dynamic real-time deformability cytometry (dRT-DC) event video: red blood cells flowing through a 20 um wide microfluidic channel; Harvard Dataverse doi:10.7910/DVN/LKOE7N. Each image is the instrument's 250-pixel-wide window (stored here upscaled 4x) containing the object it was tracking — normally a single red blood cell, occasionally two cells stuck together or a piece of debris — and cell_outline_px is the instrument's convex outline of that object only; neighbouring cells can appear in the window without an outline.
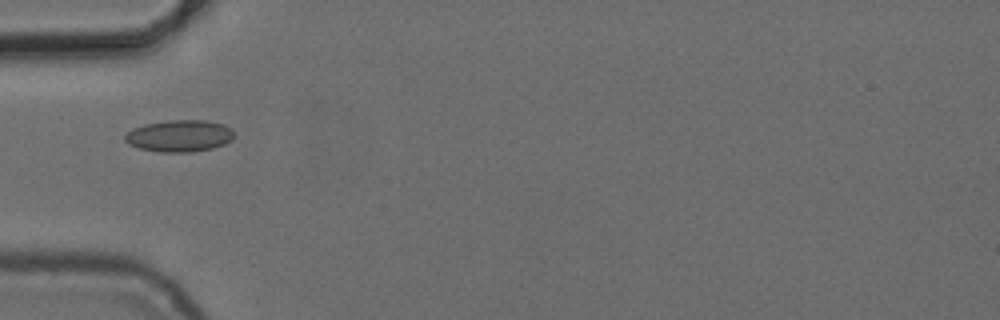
{"species": "common noctule bat (a hibernating species)", "species_latin": "Nyctalus noctula", "temperature_condition": "cold", "stored_images_in_passage": 3, "camera_frame_rate_fps": 3000, "um_per_image_px": 0.085, "animal": {"sex": "female", "body_mass_g": 24.6, "forearm_length_mm": 56.2}, "frame": {"image": 1, "passage_image": 3, "time_ms": 2.333, "image_size_px": [1000, 320], "cell_outline_px": [[236, 132], [232, 140], [224, 144], [212, 148], [192, 152], [160, 152], [140, 148], [128, 144], [124, 140], [124, 136], [132, 128], [144, 124], [168, 120], [208, 120], [224, 124], [232, 128]], "centroid_in_image_um": [15.28, 11.54], "position_along_channel_um": 69.7, "area_um2": 20.52}}